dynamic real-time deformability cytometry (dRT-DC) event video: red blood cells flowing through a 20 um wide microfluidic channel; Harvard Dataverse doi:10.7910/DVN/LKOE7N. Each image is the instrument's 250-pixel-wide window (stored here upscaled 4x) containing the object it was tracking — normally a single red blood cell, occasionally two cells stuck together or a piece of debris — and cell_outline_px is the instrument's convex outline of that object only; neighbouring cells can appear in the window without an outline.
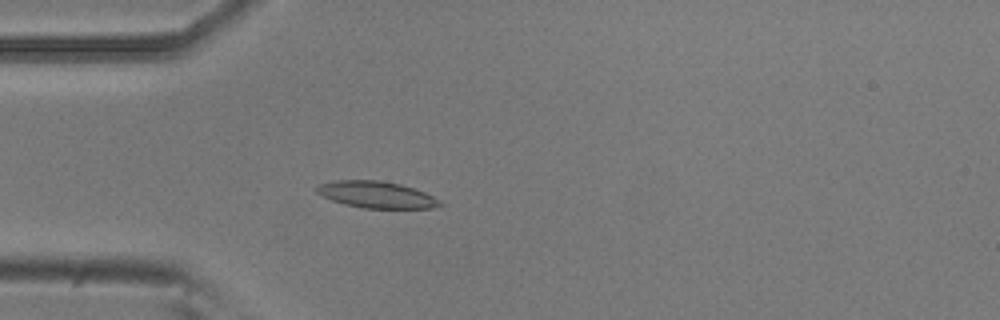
{"species": "common noctule bat (a hibernating species)", "species_latin": "Nyctalus noctula", "temperature_condition": "room temperature", "stored_images_in_passage": 53, "camera_frame_rate_fps": 3000, "um_per_image_px": 0.085, "animal": {"sex": "male", "body_mass_g": 20.5, "forearm_length_mm": 52.5}, "frame": {"image": 1, "passage_image": 15, "time_ms": 4.667, "image_size_px": [1000, 320], "cell_outline_px": [[444, 204], [432, 208], [364, 208], [344, 204], [332, 200], [316, 192], [316, 188], [320, 184], [332, 180], [380, 180], [400, 184], [424, 192], [440, 200]], "centroid_in_image_um": [32.0, 16.54], "position_along_channel_um": 53.0, "area_um2": 19.02}}
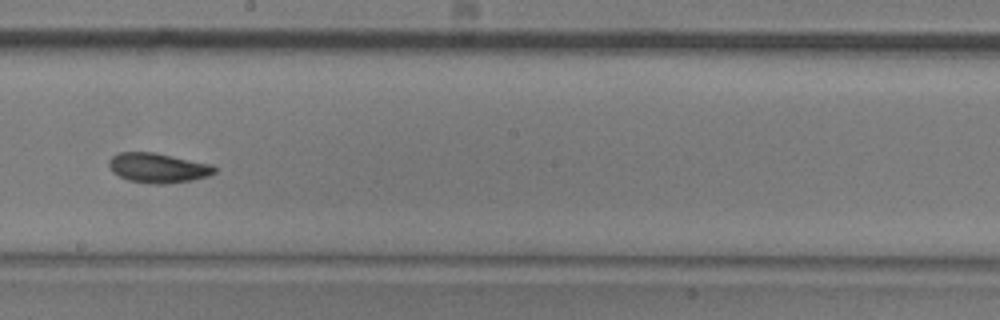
{"frame": {"image": 2, "passage_image": 30, "time_ms": 9.667, "image_size_px": [1000, 320], "cell_outline_px": [[216, 172], [208, 176], [192, 180], [164, 184], [152, 184], [128, 180], [112, 172], [108, 164], [108, 160], [112, 156], [120, 152], [156, 152], [212, 164], [216, 168]], "centroid_in_image_um": [13.43, 14.26], "position_along_channel_um": 234.8, "area_um2": 18.44}}
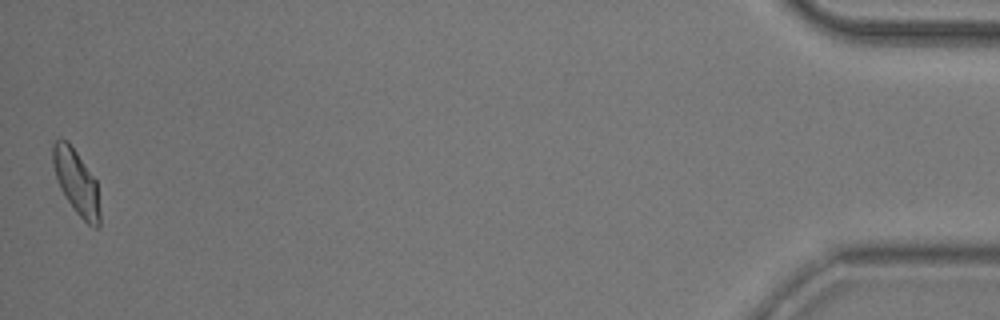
{"frame": {"image": 3, "passage_image": 53, "time_ms": 17.333, "image_size_px": [1000, 320], "cell_outline_px": [[100, 228], [92, 228], [76, 212], [60, 188], [52, 164], [52, 144], [60, 136], [68, 140], [96, 180], [100, 212]], "centroid_in_image_um": [6.49, 15.45], "position_along_channel_um": 428.7, "area_um2": 17.8}, "authors_computed_cell_mechanics": {"area_um2": 18.0914, "velocity_mm_per_s": 3.7549, "shape_relaxation_time_tau1_ms": 2.9186, "shape_relaxation_time_tau2_ms": 2.5297, "deformation_change_tau1": 0.1122, "deformation_change_tau2": 0.0846}}